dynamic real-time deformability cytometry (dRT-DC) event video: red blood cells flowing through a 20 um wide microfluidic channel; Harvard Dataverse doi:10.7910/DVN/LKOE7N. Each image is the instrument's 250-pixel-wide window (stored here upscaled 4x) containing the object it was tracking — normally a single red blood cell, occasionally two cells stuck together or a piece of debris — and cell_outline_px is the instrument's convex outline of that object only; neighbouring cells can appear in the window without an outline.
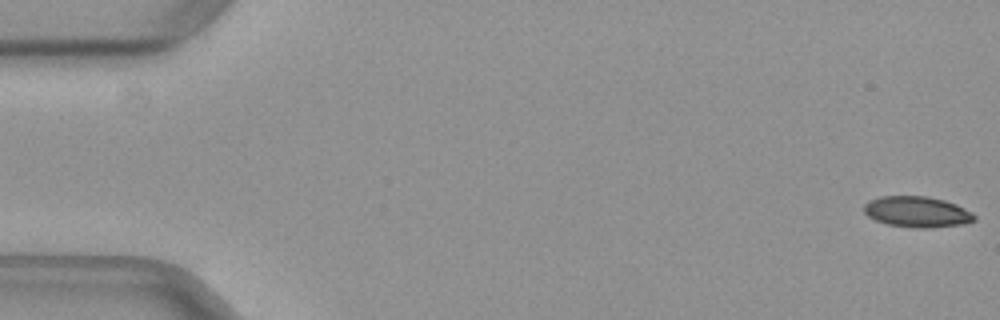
{"species": "common noctule bat (a hibernating species)", "species_latin": "Nyctalus noctula", "temperature_condition": "warm", "stored_images_in_passage": 46, "camera_frame_rate_fps": 3000, "um_per_image_px": 0.085, "animal": {"sex": "female", "body_mass_g": 29.2, "forearm_length_mm": 56.3}, "frame": {"image": 1, "passage_image": 1, "time_ms": 0.0, "image_size_px": [1000, 320], "cell_outline_px": [[976, 220], [964, 224], [928, 228], [912, 228], [888, 224], [876, 220], [868, 216], [864, 212], [864, 204], [868, 200], [880, 196], [928, 196], [944, 200], [956, 204], [972, 212], [976, 216]], "centroid_in_image_um": [77.95, 18.0], "position_along_channel_um": 7.0, "area_um2": 20.0}}